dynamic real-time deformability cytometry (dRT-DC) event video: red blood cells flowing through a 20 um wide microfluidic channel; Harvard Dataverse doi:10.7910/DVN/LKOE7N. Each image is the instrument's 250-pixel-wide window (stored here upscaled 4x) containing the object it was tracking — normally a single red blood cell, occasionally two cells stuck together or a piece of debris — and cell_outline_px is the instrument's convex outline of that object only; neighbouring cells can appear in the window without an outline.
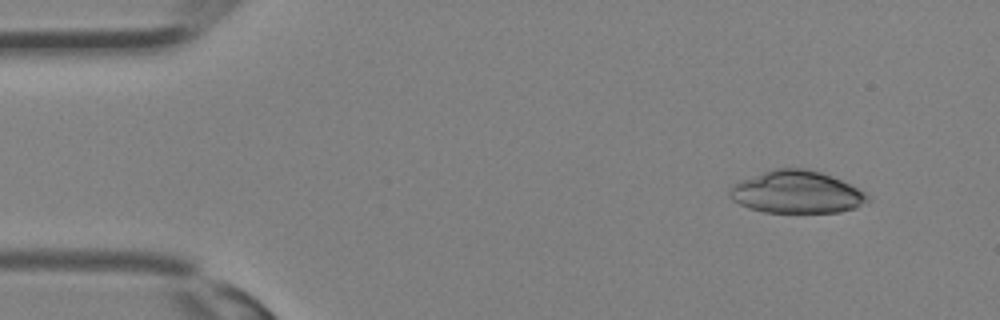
{"species": "Egyptian fruit bat (a non-hibernating species)", "species_latin": "Rousettus aegyptiacus", "temperature_condition": "room temperature", "stored_images_in_passage": 30, "camera_frame_rate_fps": 3000, "um_per_image_px": 0.085, "animal": {"sex": "female"}, "frame": {"image": 1, "passage_image": 2, "time_ms": 0.333, "image_size_px": [1000, 320], "cell_outline_px": [[872, 200], [868, 204], [856, 208], [840, 212], [764, 212], [748, 208], [732, 200], [728, 192], [732, 184], [740, 180], [772, 168], [808, 168], [832, 176], [864, 192]], "centroid_in_image_um": [67.71, 16.33], "position_along_channel_um": 17.3, "area_um2": 34.33}}
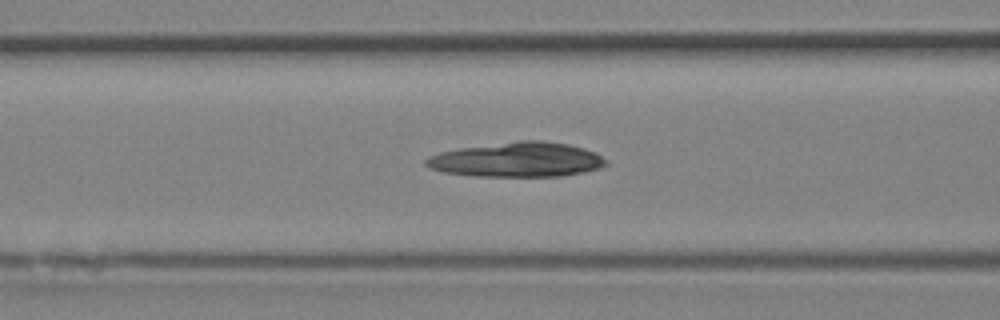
{"frame": {"image": 2, "passage_image": 12, "time_ms": 3.667, "image_size_px": [1000, 320], "cell_outline_px": [[608, 164], [584, 172], [560, 176], [476, 176], [444, 172], [428, 168], [424, 164], [424, 160], [428, 156], [440, 152], [460, 148], [520, 140], [540, 140], [568, 144], [584, 148], [596, 152], [608, 160]], "centroid_in_image_um": [43.95, 13.57], "position_along_channel_um": 122.7, "area_um2": 36.41}}
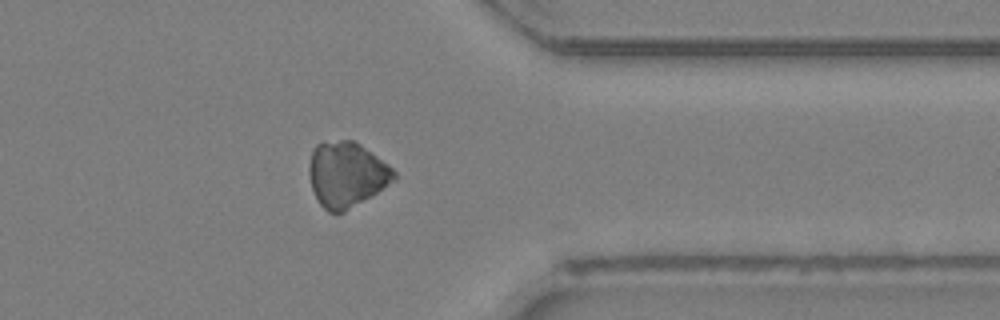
{"frame": {"image": 3, "passage_image": 25, "time_ms": 8.0, "image_size_px": [1000, 320], "cell_outline_px": [[396, 180], [372, 196], [344, 212], [328, 212], [320, 204], [312, 188], [308, 176], [308, 168], [312, 148], [316, 144], [324, 140], [352, 140], [360, 144], [388, 164], [396, 172]], "centroid_in_image_um": [29.44, 14.81], "position_along_channel_um": 382.0, "area_um2": 32.6}}